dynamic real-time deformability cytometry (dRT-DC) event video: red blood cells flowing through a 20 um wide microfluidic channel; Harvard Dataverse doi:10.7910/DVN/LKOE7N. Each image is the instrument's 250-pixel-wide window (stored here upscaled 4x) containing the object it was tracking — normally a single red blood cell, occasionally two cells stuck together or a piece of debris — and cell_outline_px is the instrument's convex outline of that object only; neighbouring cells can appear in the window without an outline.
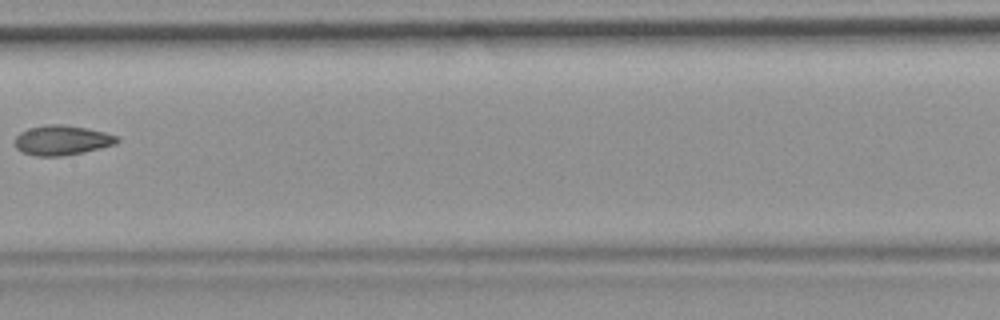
{"species": "common noctule bat (a hibernating species)", "species_latin": "Nyctalus noctula", "temperature_condition": "room temperature", "stored_images_in_passage": 12, "camera_frame_rate_fps": 3000, "um_per_image_px": 0.085, "animal": {"sex": "female", "body_mass_g": 19.9}, "frame": {"image": 1, "passage_image": 9, "time_ms": 10.333, "image_size_px": [1000, 320], "cell_outline_px": [[120, 140], [116, 144], [84, 152], [64, 156], [36, 156], [20, 152], [16, 148], [16, 136], [20, 132], [28, 128], [48, 124], [64, 124], [88, 128], [104, 132], [116, 136]], "centroid_in_image_um": [5.26, 11.92], "position_along_channel_um": 202.1, "area_um2": 17.86}}